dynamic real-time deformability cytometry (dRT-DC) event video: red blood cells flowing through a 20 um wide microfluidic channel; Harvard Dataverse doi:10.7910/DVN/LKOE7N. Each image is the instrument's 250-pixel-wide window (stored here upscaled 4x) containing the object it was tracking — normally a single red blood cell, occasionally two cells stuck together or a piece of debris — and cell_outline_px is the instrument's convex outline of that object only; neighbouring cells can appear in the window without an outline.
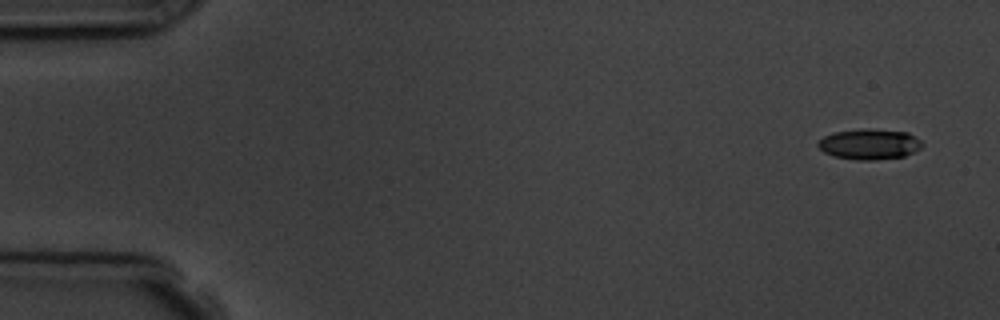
{"species": "common noctule bat (a hibernating species)", "species_latin": "Nyctalus noctula", "temperature_condition": "room temperature", "stored_images_in_passage": 5, "camera_frame_rate_fps": 3000, "um_per_image_px": 0.085, "animal": {"sex": "male", "body_mass_g": 19.5, "forearm_length_mm": 54.6}, "frame": {"image": 1, "passage_image": 1, "time_ms": 0.0, "image_size_px": [1000, 320], "cell_outline_px": [[924, 144], [920, 148], [904, 156], [876, 160], [856, 160], [832, 156], [824, 152], [816, 144], [824, 136], [832, 132], [864, 128], [868, 128], [908, 132], [920, 140]], "centroid_in_image_um": [73.88, 12.25], "position_along_channel_um": 11.1, "area_um2": 18.67}}
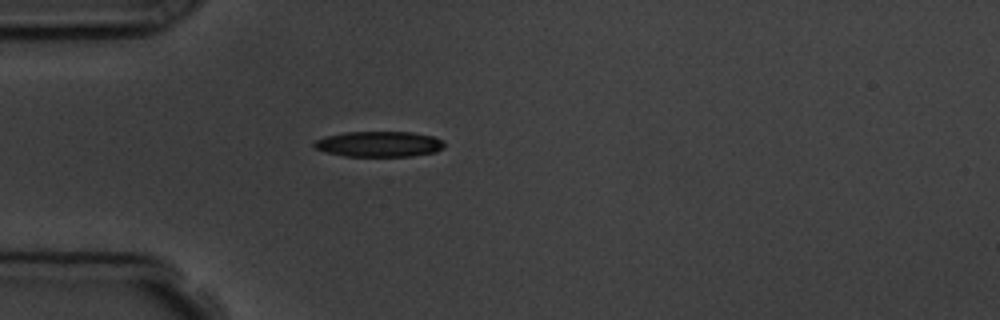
{"frame": {"image": 2, "passage_image": 5, "time_ms": 4.333, "image_size_px": [1000, 320], "cell_outline_px": [[444, 148], [436, 152], [412, 156], [344, 156], [324, 152], [316, 148], [312, 144], [312, 140], [324, 136], [344, 132], [412, 132], [432, 136], [444, 140]], "centroid_in_image_um": [32.19, 12.24], "position_along_channel_um": 52.8, "area_um2": 19.65}}